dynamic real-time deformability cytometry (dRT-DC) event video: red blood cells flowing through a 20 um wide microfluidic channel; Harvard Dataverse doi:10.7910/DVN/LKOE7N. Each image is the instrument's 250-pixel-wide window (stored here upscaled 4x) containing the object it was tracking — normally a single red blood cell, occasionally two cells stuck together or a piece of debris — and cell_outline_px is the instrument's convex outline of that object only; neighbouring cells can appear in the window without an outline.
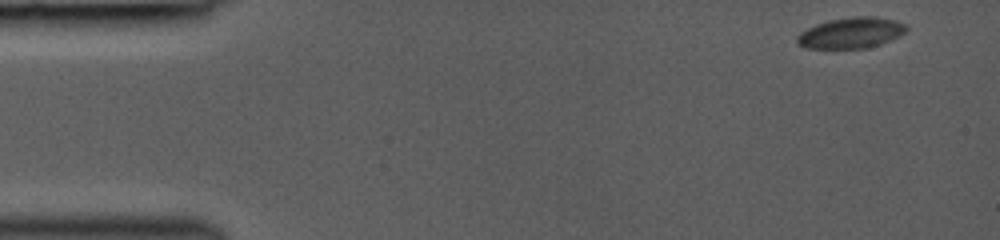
{"species": "common noctule bat (a hibernating species)", "species_latin": "Nyctalus noctula", "temperature_condition": "room temperature", "stored_images_in_passage": 25, "camera_frame_rate_fps": 3000, "um_per_image_px": 0.085, "animal": {"sex": "female", "body_mass_g": 19.0, "forearm_length_mm": 53.3}, "frame": {"image": 1, "passage_image": 1, "time_ms": 0.0, "image_size_px": [1000, 240], "cell_outline_px": [[908, 28], [904, 32], [880, 44], [864, 48], [804, 48], [796, 44], [796, 36], [800, 32], [816, 24], [828, 20], [856, 16], [872, 16], [892, 20], [908, 24]], "centroid_in_image_um": [72.28, 2.79], "position_along_channel_um": 12.7, "area_um2": 19.48}}
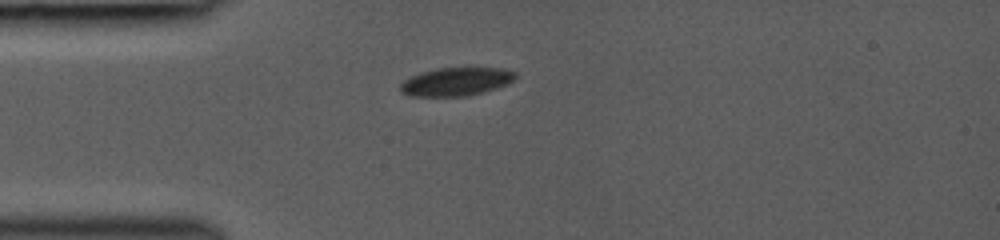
{"frame": {"image": 2, "passage_image": 16, "time_ms": 3.333, "image_size_px": [1000, 240], "cell_outline_px": [[516, 76], [508, 84], [496, 88], [464, 96], [408, 96], [400, 92], [400, 84], [404, 80], [420, 72], [436, 68], [468, 64], [500, 68], [516, 72]], "centroid_in_image_um": [38.77, 6.88], "position_along_channel_um": 46.2, "area_um2": 19.77}}
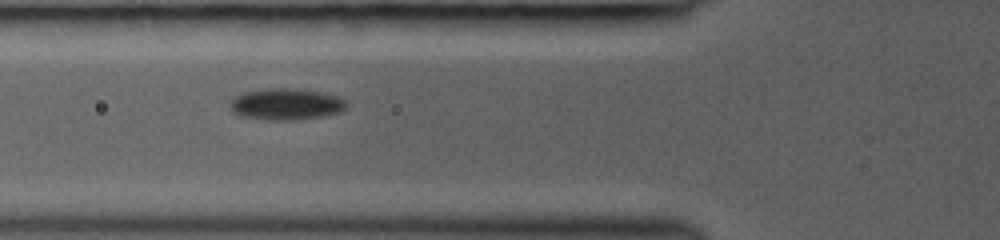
{"frame": {"image": 3, "passage_image": 24, "time_ms": 5.0, "image_size_px": [1000, 240], "cell_outline_px": [[348, 104], [340, 112], [324, 116], [296, 120], [268, 120], [240, 116], [232, 112], [228, 104], [236, 96], [244, 92], [268, 88], [288, 88], [320, 92], [336, 96], [344, 100]], "centroid_in_image_um": [24.28, 8.87], "position_along_channel_um": 101.5, "area_um2": 21.33}}